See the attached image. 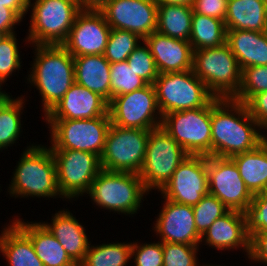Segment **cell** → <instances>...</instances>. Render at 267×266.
Segmentation results:
<instances>
[{
    "mask_svg": "<svg viewBox=\"0 0 267 266\" xmlns=\"http://www.w3.org/2000/svg\"><path fill=\"white\" fill-rule=\"evenodd\" d=\"M209 194L217 197L229 210L244 212L253 194L242 180L230 158L207 156Z\"/></svg>",
    "mask_w": 267,
    "mask_h": 266,
    "instance_id": "cell-15",
    "label": "cell"
},
{
    "mask_svg": "<svg viewBox=\"0 0 267 266\" xmlns=\"http://www.w3.org/2000/svg\"><path fill=\"white\" fill-rule=\"evenodd\" d=\"M142 40L137 34L127 30L111 28L104 56L109 63L126 61Z\"/></svg>",
    "mask_w": 267,
    "mask_h": 266,
    "instance_id": "cell-33",
    "label": "cell"
},
{
    "mask_svg": "<svg viewBox=\"0 0 267 266\" xmlns=\"http://www.w3.org/2000/svg\"><path fill=\"white\" fill-rule=\"evenodd\" d=\"M137 46L127 58V63L147 84H154L159 75L155 60L145 42Z\"/></svg>",
    "mask_w": 267,
    "mask_h": 266,
    "instance_id": "cell-37",
    "label": "cell"
},
{
    "mask_svg": "<svg viewBox=\"0 0 267 266\" xmlns=\"http://www.w3.org/2000/svg\"><path fill=\"white\" fill-rule=\"evenodd\" d=\"M246 106L250 115L257 121L261 129H267V91L255 94Z\"/></svg>",
    "mask_w": 267,
    "mask_h": 266,
    "instance_id": "cell-43",
    "label": "cell"
},
{
    "mask_svg": "<svg viewBox=\"0 0 267 266\" xmlns=\"http://www.w3.org/2000/svg\"><path fill=\"white\" fill-rule=\"evenodd\" d=\"M89 245L84 260L78 266H126L131 259L132 243Z\"/></svg>",
    "mask_w": 267,
    "mask_h": 266,
    "instance_id": "cell-31",
    "label": "cell"
},
{
    "mask_svg": "<svg viewBox=\"0 0 267 266\" xmlns=\"http://www.w3.org/2000/svg\"><path fill=\"white\" fill-rule=\"evenodd\" d=\"M162 244L163 266H198L196 253L199 245L170 242Z\"/></svg>",
    "mask_w": 267,
    "mask_h": 266,
    "instance_id": "cell-38",
    "label": "cell"
},
{
    "mask_svg": "<svg viewBox=\"0 0 267 266\" xmlns=\"http://www.w3.org/2000/svg\"><path fill=\"white\" fill-rule=\"evenodd\" d=\"M13 223L31 240L44 266H78L43 222L26 223L17 218Z\"/></svg>",
    "mask_w": 267,
    "mask_h": 266,
    "instance_id": "cell-22",
    "label": "cell"
},
{
    "mask_svg": "<svg viewBox=\"0 0 267 266\" xmlns=\"http://www.w3.org/2000/svg\"><path fill=\"white\" fill-rule=\"evenodd\" d=\"M108 112L111 124L121 128L152 130L162 123L154 84L112 98Z\"/></svg>",
    "mask_w": 267,
    "mask_h": 266,
    "instance_id": "cell-12",
    "label": "cell"
},
{
    "mask_svg": "<svg viewBox=\"0 0 267 266\" xmlns=\"http://www.w3.org/2000/svg\"><path fill=\"white\" fill-rule=\"evenodd\" d=\"M54 215L52 224H43L63 246L69 257L79 265L90 245L85 229L69 211H59Z\"/></svg>",
    "mask_w": 267,
    "mask_h": 266,
    "instance_id": "cell-23",
    "label": "cell"
},
{
    "mask_svg": "<svg viewBox=\"0 0 267 266\" xmlns=\"http://www.w3.org/2000/svg\"><path fill=\"white\" fill-rule=\"evenodd\" d=\"M193 8L186 4H161L157 11V28L161 34L189 41Z\"/></svg>",
    "mask_w": 267,
    "mask_h": 266,
    "instance_id": "cell-29",
    "label": "cell"
},
{
    "mask_svg": "<svg viewBox=\"0 0 267 266\" xmlns=\"http://www.w3.org/2000/svg\"><path fill=\"white\" fill-rule=\"evenodd\" d=\"M237 166L242 180L249 191L255 195L267 187V142L256 149L239 153L230 158Z\"/></svg>",
    "mask_w": 267,
    "mask_h": 266,
    "instance_id": "cell-27",
    "label": "cell"
},
{
    "mask_svg": "<svg viewBox=\"0 0 267 266\" xmlns=\"http://www.w3.org/2000/svg\"><path fill=\"white\" fill-rule=\"evenodd\" d=\"M50 125V149H71L102 155L111 125L109 112L100 117L82 120L45 119Z\"/></svg>",
    "mask_w": 267,
    "mask_h": 266,
    "instance_id": "cell-8",
    "label": "cell"
},
{
    "mask_svg": "<svg viewBox=\"0 0 267 266\" xmlns=\"http://www.w3.org/2000/svg\"><path fill=\"white\" fill-rule=\"evenodd\" d=\"M109 103L99 94L74 83L45 119L82 120L104 116Z\"/></svg>",
    "mask_w": 267,
    "mask_h": 266,
    "instance_id": "cell-19",
    "label": "cell"
},
{
    "mask_svg": "<svg viewBox=\"0 0 267 266\" xmlns=\"http://www.w3.org/2000/svg\"><path fill=\"white\" fill-rule=\"evenodd\" d=\"M226 42L224 20H219L193 11L189 43L193 50L218 47Z\"/></svg>",
    "mask_w": 267,
    "mask_h": 266,
    "instance_id": "cell-30",
    "label": "cell"
},
{
    "mask_svg": "<svg viewBox=\"0 0 267 266\" xmlns=\"http://www.w3.org/2000/svg\"><path fill=\"white\" fill-rule=\"evenodd\" d=\"M218 250L242 248L250 254V236L246 230L245 214L238 210H229L217 218L201 236V242Z\"/></svg>",
    "mask_w": 267,
    "mask_h": 266,
    "instance_id": "cell-21",
    "label": "cell"
},
{
    "mask_svg": "<svg viewBox=\"0 0 267 266\" xmlns=\"http://www.w3.org/2000/svg\"><path fill=\"white\" fill-rule=\"evenodd\" d=\"M9 34L0 30V43L6 39Z\"/></svg>",
    "mask_w": 267,
    "mask_h": 266,
    "instance_id": "cell-50",
    "label": "cell"
},
{
    "mask_svg": "<svg viewBox=\"0 0 267 266\" xmlns=\"http://www.w3.org/2000/svg\"><path fill=\"white\" fill-rule=\"evenodd\" d=\"M226 43L241 69L267 65V31L226 30Z\"/></svg>",
    "mask_w": 267,
    "mask_h": 266,
    "instance_id": "cell-24",
    "label": "cell"
},
{
    "mask_svg": "<svg viewBox=\"0 0 267 266\" xmlns=\"http://www.w3.org/2000/svg\"><path fill=\"white\" fill-rule=\"evenodd\" d=\"M226 30L267 31V0H228Z\"/></svg>",
    "mask_w": 267,
    "mask_h": 266,
    "instance_id": "cell-26",
    "label": "cell"
},
{
    "mask_svg": "<svg viewBox=\"0 0 267 266\" xmlns=\"http://www.w3.org/2000/svg\"><path fill=\"white\" fill-rule=\"evenodd\" d=\"M22 19L4 4L0 3V30L8 33L9 35L14 34V25L20 23Z\"/></svg>",
    "mask_w": 267,
    "mask_h": 266,
    "instance_id": "cell-45",
    "label": "cell"
},
{
    "mask_svg": "<svg viewBox=\"0 0 267 266\" xmlns=\"http://www.w3.org/2000/svg\"><path fill=\"white\" fill-rule=\"evenodd\" d=\"M228 0H194L193 11L219 20H225Z\"/></svg>",
    "mask_w": 267,
    "mask_h": 266,
    "instance_id": "cell-42",
    "label": "cell"
},
{
    "mask_svg": "<svg viewBox=\"0 0 267 266\" xmlns=\"http://www.w3.org/2000/svg\"><path fill=\"white\" fill-rule=\"evenodd\" d=\"M161 127L188 155L211 156V101L204 107L163 115Z\"/></svg>",
    "mask_w": 267,
    "mask_h": 266,
    "instance_id": "cell-10",
    "label": "cell"
},
{
    "mask_svg": "<svg viewBox=\"0 0 267 266\" xmlns=\"http://www.w3.org/2000/svg\"><path fill=\"white\" fill-rule=\"evenodd\" d=\"M244 214L249 236L267 231V198L262 193L253 196Z\"/></svg>",
    "mask_w": 267,
    "mask_h": 266,
    "instance_id": "cell-39",
    "label": "cell"
},
{
    "mask_svg": "<svg viewBox=\"0 0 267 266\" xmlns=\"http://www.w3.org/2000/svg\"><path fill=\"white\" fill-rule=\"evenodd\" d=\"M161 242L199 245L201 235L197 232L192 206L165 199V204L153 227Z\"/></svg>",
    "mask_w": 267,
    "mask_h": 266,
    "instance_id": "cell-18",
    "label": "cell"
},
{
    "mask_svg": "<svg viewBox=\"0 0 267 266\" xmlns=\"http://www.w3.org/2000/svg\"><path fill=\"white\" fill-rule=\"evenodd\" d=\"M249 259L267 264V231L250 236Z\"/></svg>",
    "mask_w": 267,
    "mask_h": 266,
    "instance_id": "cell-44",
    "label": "cell"
},
{
    "mask_svg": "<svg viewBox=\"0 0 267 266\" xmlns=\"http://www.w3.org/2000/svg\"><path fill=\"white\" fill-rule=\"evenodd\" d=\"M197 232L202 236L217 218L225 215L229 209L215 196L206 195L192 206Z\"/></svg>",
    "mask_w": 267,
    "mask_h": 266,
    "instance_id": "cell-36",
    "label": "cell"
},
{
    "mask_svg": "<svg viewBox=\"0 0 267 266\" xmlns=\"http://www.w3.org/2000/svg\"><path fill=\"white\" fill-rule=\"evenodd\" d=\"M164 199L194 206L209 194L207 156L188 155L160 190Z\"/></svg>",
    "mask_w": 267,
    "mask_h": 266,
    "instance_id": "cell-14",
    "label": "cell"
},
{
    "mask_svg": "<svg viewBox=\"0 0 267 266\" xmlns=\"http://www.w3.org/2000/svg\"><path fill=\"white\" fill-rule=\"evenodd\" d=\"M262 194L267 198V187H266L265 190L262 192Z\"/></svg>",
    "mask_w": 267,
    "mask_h": 266,
    "instance_id": "cell-51",
    "label": "cell"
},
{
    "mask_svg": "<svg viewBox=\"0 0 267 266\" xmlns=\"http://www.w3.org/2000/svg\"><path fill=\"white\" fill-rule=\"evenodd\" d=\"M267 91V65L252 66L242 69L241 84L232 98L247 103L255 94Z\"/></svg>",
    "mask_w": 267,
    "mask_h": 266,
    "instance_id": "cell-35",
    "label": "cell"
},
{
    "mask_svg": "<svg viewBox=\"0 0 267 266\" xmlns=\"http://www.w3.org/2000/svg\"><path fill=\"white\" fill-rule=\"evenodd\" d=\"M28 6L32 14L27 39L32 45H61L82 11L74 0H29Z\"/></svg>",
    "mask_w": 267,
    "mask_h": 266,
    "instance_id": "cell-5",
    "label": "cell"
},
{
    "mask_svg": "<svg viewBox=\"0 0 267 266\" xmlns=\"http://www.w3.org/2000/svg\"><path fill=\"white\" fill-rule=\"evenodd\" d=\"M133 256L135 266H163V244L161 241L143 245L133 242L131 257Z\"/></svg>",
    "mask_w": 267,
    "mask_h": 266,
    "instance_id": "cell-41",
    "label": "cell"
},
{
    "mask_svg": "<svg viewBox=\"0 0 267 266\" xmlns=\"http://www.w3.org/2000/svg\"><path fill=\"white\" fill-rule=\"evenodd\" d=\"M16 40L14 33L8 35L6 39L0 43V87L1 84L21 66L20 53Z\"/></svg>",
    "mask_w": 267,
    "mask_h": 266,
    "instance_id": "cell-40",
    "label": "cell"
},
{
    "mask_svg": "<svg viewBox=\"0 0 267 266\" xmlns=\"http://www.w3.org/2000/svg\"><path fill=\"white\" fill-rule=\"evenodd\" d=\"M158 5L161 4H186L192 6L194 0H154Z\"/></svg>",
    "mask_w": 267,
    "mask_h": 266,
    "instance_id": "cell-48",
    "label": "cell"
},
{
    "mask_svg": "<svg viewBox=\"0 0 267 266\" xmlns=\"http://www.w3.org/2000/svg\"><path fill=\"white\" fill-rule=\"evenodd\" d=\"M143 42L148 46L159 74L193 69L194 50L189 41L154 31Z\"/></svg>",
    "mask_w": 267,
    "mask_h": 266,
    "instance_id": "cell-20",
    "label": "cell"
},
{
    "mask_svg": "<svg viewBox=\"0 0 267 266\" xmlns=\"http://www.w3.org/2000/svg\"><path fill=\"white\" fill-rule=\"evenodd\" d=\"M150 130L121 128L111 124L100 156L107 171L139 174L145 160Z\"/></svg>",
    "mask_w": 267,
    "mask_h": 266,
    "instance_id": "cell-11",
    "label": "cell"
},
{
    "mask_svg": "<svg viewBox=\"0 0 267 266\" xmlns=\"http://www.w3.org/2000/svg\"><path fill=\"white\" fill-rule=\"evenodd\" d=\"M75 83L86 87L110 102V63L104 55L73 57Z\"/></svg>",
    "mask_w": 267,
    "mask_h": 266,
    "instance_id": "cell-25",
    "label": "cell"
},
{
    "mask_svg": "<svg viewBox=\"0 0 267 266\" xmlns=\"http://www.w3.org/2000/svg\"><path fill=\"white\" fill-rule=\"evenodd\" d=\"M18 162L9 185V194L16 197H62L57 183V167L50 148L27 147ZM61 195V196H60Z\"/></svg>",
    "mask_w": 267,
    "mask_h": 266,
    "instance_id": "cell-3",
    "label": "cell"
},
{
    "mask_svg": "<svg viewBox=\"0 0 267 266\" xmlns=\"http://www.w3.org/2000/svg\"><path fill=\"white\" fill-rule=\"evenodd\" d=\"M57 167L58 188L63 197L74 198L89 191L102 170L100 157L91 152L51 149Z\"/></svg>",
    "mask_w": 267,
    "mask_h": 266,
    "instance_id": "cell-13",
    "label": "cell"
},
{
    "mask_svg": "<svg viewBox=\"0 0 267 266\" xmlns=\"http://www.w3.org/2000/svg\"><path fill=\"white\" fill-rule=\"evenodd\" d=\"M99 11L111 28L133 32L142 41L157 28L158 4L154 0H107Z\"/></svg>",
    "mask_w": 267,
    "mask_h": 266,
    "instance_id": "cell-16",
    "label": "cell"
},
{
    "mask_svg": "<svg viewBox=\"0 0 267 266\" xmlns=\"http://www.w3.org/2000/svg\"><path fill=\"white\" fill-rule=\"evenodd\" d=\"M187 156L184 149L161 126L150 130L145 160L138 174L146 190L160 191Z\"/></svg>",
    "mask_w": 267,
    "mask_h": 266,
    "instance_id": "cell-9",
    "label": "cell"
},
{
    "mask_svg": "<svg viewBox=\"0 0 267 266\" xmlns=\"http://www.w3.org/2000/svg\"><path fill=\"white\" fill-rule=\"evenodd\" d=\"M193 71L215 98H233L241 84L242 69L229 45L194 51Z\"/></svg>",
    "mask_w": 267,
    "mask_h": 266,
    "instance_id": "cell-4",
    "label": "cell"
},
{
    "mask_svg": "<svg viewBox=\"0 0 267 266\" xmlns=\"http://www.w3.org/2000/svg\"><path fill=\"white\" fill-rule=\"evenodd\" d=\"M110 75V101L116 96L131 93L147 85L129 67L127 61L110 63Z\"/></svg>",
    "mask_w": 267,
    "mask_h": 266,
    "instance_id": "cell-34",
    "label": "cell"
},
{
    "mask_svg": "<svg viewBox=\"0 0 267 266\" xmlns=\"http://www.w3.org/2000/svg\"><path fill=\"white\" fill-rule=\"evenodd\" d=\"M32 71L28 76L41 95L44 117L75 83L73 56L62 45H34Z\"/></svg>",
    "mask_w": 267,
    "mask_h": 266,
    "instance_id": "cell-2",
    "label": "cell"
},
{
    "mask_svg": "<svg viewBox=\"0 0 267 266\" xmlns=\"http://www.w3.org/2000/svg\"><path fill=\"white\" fill-rule=\"evenodd\" d=\"M157 104L161 115L206 106L214 96L193 69L161 73L155 79Z\"/></svg>",
    "mask_w": 267,
    "mask_h": 266,
    "instance_id": "cell-7",
    "label": "cell"
},
{
    "mask_svg": "<svg viewBox=\"0 0 267 266\" xmlns=\"http://www.w3.org/2000/svg\"><path fill=\"white\" fill-rule=\"evenodd\" d=\"M111 27L99 10H82L61 44L73 57L104 55Z\"/></svg>",
    "mask_w": 267,
    "mask_h": 266,
    "instance_id": "cell-17",
    "label": "cell"
},
{
    "mask_svg": "<svg viewBox=\"0 0 267 266\" xmlns=\"http://www.w3.org/2000/svg\"><path fill=\"white\" fill-rule=\"evenodd\" d=\"M24 100L10 98L0 108V149L14 144L20 134L21 118Z\"/></svg>",
    "mask_w": 267,
    "mask_h": 266,
    "instance_id": "cell-32",
    "label": "cell"
},
{
    "mask_svg": "<svg viewBox=\"0 0 267 266\" xmlns=\"http://www.w3.org/2000/svg\"><path fill=\"white\" fill-rule=\"evenodd\" d=\"M5 7L12 9L21 19L28 12L29 0H0Z\"/></svg>",
    "mask_w": 267,
    "mask_h": 266,
    "instance_id": "cell-46",
    "label": "cell"
},
{
    "mask_svg": "<svg viewBox=\"0 0 267 266\" xmlns=\"http://www.w3.org/2000/svg\"><path fill=\"white\" fill-rule=\"evenodd\" d=\"M82 10H99L107 0H74Z\"/></svg>",
    "mask_w": 267,
    "mask_h": 266,
    "instance_id": "cell-47",
    "label": "cell"
},
{
    "mask_svg": "<svg viewBox=\"0 0 267 266\" xmlns=\"http://www.w3.org/2000/svg\"><path fill=\"white\" fill-rule=\"evenodd\" d=\"M0 235V251L9 266H44L31 240L12 222Z\"/></svg>",
    "mask_w": 267,
    "mask_h": 266,
    "instance_id": "cell-28",
    "label": "cell"
},
{
    "mask_svg": "<svg viewBox=\"0 0 267 266\" xmlns=\"http://www.w3.org/2000/svg\"><path fill=\"white\" fill-rule=\"evenodd\" d=\"M147 192L138 174L102 169L87 194L98 206L131 215L137 213Z\"/></svg>",
    "mask_w": 267,
    "mask_h": 266,
    "instance_id": "cell-6",
    "label": "cell"
},
{
    "mask_svg": "<svg viewBox=\"0 0 267 266\" xmlns=\"http://www.w3.org/2000/svg\"><path fill=\"white\" fill-rule=\"evenodd\" d=\"M10 99V95L6 92H0V108Z\"/></svg>",
    "mask_w": 267,
    "mask_h": 266,
    "instance_id": "cell-49",
    "label": "cell"
},
{
    "mask_svg": "<svg viewBox=\"0 0 267 266\" xmlns=\"http://www.w3.org/2000/svg\"><path fill=\"white\" fill-rule=\"evenodd\" d=\"M260 128L245 103L232 98L211 100V156L231 158L256 149L266 137Z\"/></svg>",
    "mask_w": 267,
    "mask_h": 266,
    "instance_id": "cell-1",
    "label": "cell"
}]
</instances>
